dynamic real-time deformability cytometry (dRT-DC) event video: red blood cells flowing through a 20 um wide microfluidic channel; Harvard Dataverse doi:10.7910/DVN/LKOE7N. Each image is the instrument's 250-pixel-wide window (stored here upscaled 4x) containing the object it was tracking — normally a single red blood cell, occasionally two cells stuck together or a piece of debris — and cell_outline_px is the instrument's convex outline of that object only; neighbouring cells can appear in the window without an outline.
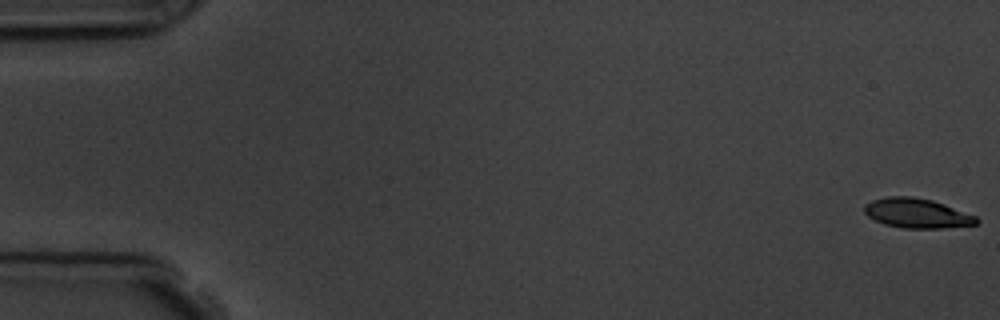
{"species": "common noctule bat (a hibernating species)", "species_latin": "Nyctalus noctula", "temperature_condition": "room temperature", "stored_images_in_passage": 10, "camera_frame_rate_fps": 3000, "um_per_image_px": 0.085, "animal": {"sex": "male", "body_mass_g": 19.5, "forearm_length_mm": 54.6}, "frame": {"image": 1, "passage_image": 1, "time_ms": 0.0, "image_size_px": [1000, 320], "cell_outline_px": [[980, 220], [976, 224], [944, 228], [904, 228], [884, 224], [868, 216], [864, 212], [864, 204], [872, 200], [888, 196], [912, 196], [932, 200], [944, 204], [976, 216]], "centroid_in_image_um": [77.93, 18.12], "position_along_channel_um": 7.1, "area_um2": 19.31}}
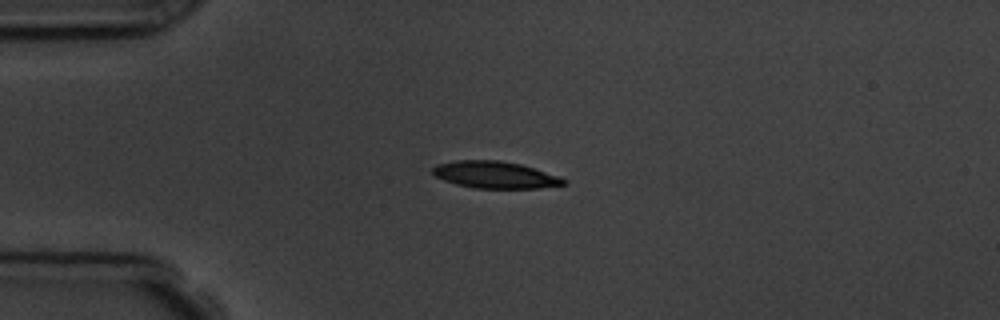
{"frame": {"image": 2, "passage_image": 5, "time_ms": 4.333, "image_size_px": [1000, 320], "cell_outline_px": [[568, 184], [540, 188], [476, 188], [456, 184], [444, 180], [436, 176], [432, 172], [432, 168], [436, 164], [452, 160], [500, 160], [520, 164], [560, 176], [568, 180]], "centroid_in_image_um": [42.1, 14.85], "position_along_channel_um": 42.9, "area_um2": 20.69}}